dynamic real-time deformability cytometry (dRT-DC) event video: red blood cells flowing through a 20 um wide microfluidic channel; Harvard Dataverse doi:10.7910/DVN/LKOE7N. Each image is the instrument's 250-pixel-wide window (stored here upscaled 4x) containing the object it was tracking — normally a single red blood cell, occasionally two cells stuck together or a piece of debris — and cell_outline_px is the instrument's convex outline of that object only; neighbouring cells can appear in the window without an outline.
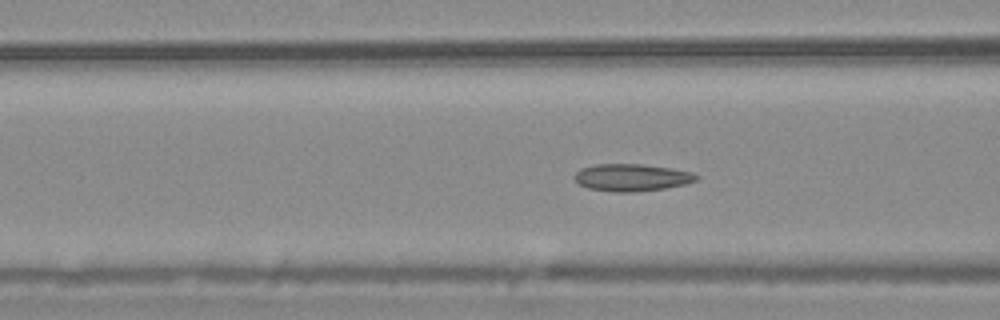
{"species": "common noctule bat (a hibernating species)", "species_latin": "Nyctalus noctula", "temperature_condition": "warm", "stored_images_in_passage": 56, "camera_frame_rate_fps": 3000, "um_per_image_px": 0.085, "animal": {"sex": "male", "body_mass_g": 20.4}, "frame": {"image": 1, "passage_image": 22, "time_ms": 7.0, "image_size_px": [1000, 320], "cell_outline_px": [[700, 176], [696, 180], [684, 184], [664, 188], [632, 192], [616, 192], [588, 188], [580, 184], [572, 176], [580, 168], [596, 164], [644, 164], [672, 168], [692, 172]], "centroid_in_image_um": [53.69, 15.07], "position_along_channel_um": 112.9, "area_um2": 19.31}}
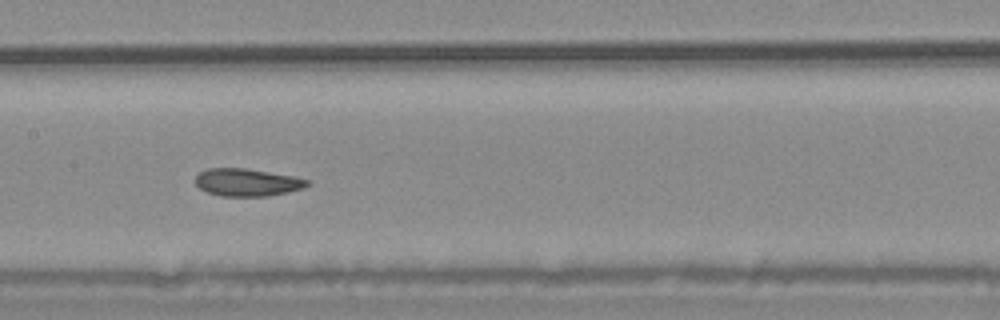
{"frame": {"image": 2, "passage_image": 28, "time_ms": 9.0, "image_size_px": [1000, 320], "cell_outline_px": [[308, 184], [304, 188], [288, 192], [268, 196], [220, 196], [208, 192], [200, 188], [196, 184], [196, 176], [200, 172], [208, 168], [248, 168], [296, 176], [308, 180]], "centroid_in_image_um": [21.03, 15.49], "position_along_channel_um": 186.4, "area_um2": 18.03}}
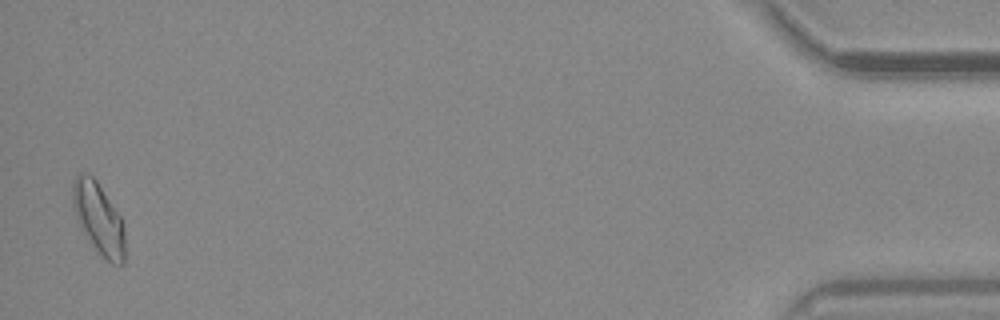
{"frame": {"image": 3, "passage_image": 55, "time_ms": 18.0, "image_size_px": [1000, 320], "cell_outline_px": [[124, 264], [112, 264], [100, 256], [96, 252], [80, 228], [72, 204], [72, 180], [80, 172], [84, 172], [92, 176], [96, 180], [124, 220]], "centroid_in_image_um": [8.37, 18.58], "position_along_channel_um": 426.8, "area_um2": 22.2}, "authors_computed_cell_mechanics": {"area_um2": 19.074, "velocity_mm_per_s": 3.6684, "shape_relaxation_time_tau1_ms": 7.1227, "shape_relaxation_time_tau2_ms": 2.957, "deformation_change_tau1": 0.1632, "deformation_change_tau2": 0.0885}}